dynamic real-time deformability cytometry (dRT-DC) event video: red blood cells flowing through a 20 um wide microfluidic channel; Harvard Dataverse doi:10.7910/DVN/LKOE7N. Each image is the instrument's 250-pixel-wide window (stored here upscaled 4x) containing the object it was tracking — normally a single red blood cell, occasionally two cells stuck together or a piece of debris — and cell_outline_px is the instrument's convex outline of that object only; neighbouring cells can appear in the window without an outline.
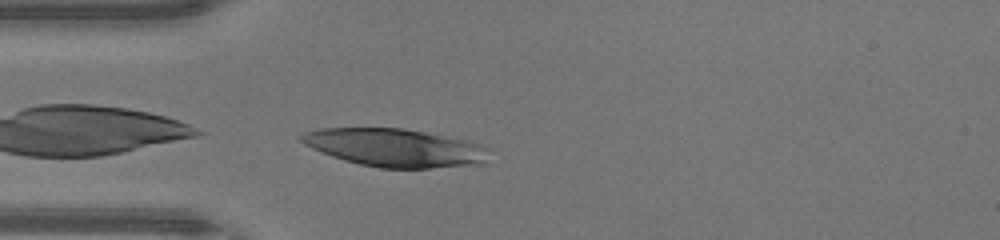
{"species": "human", "species_latin": "Homo sapiens", "temperature_condition": "warm", "stored_images_in_passage": 3, "camera_frame_rate_fps": 3000, "um_per_image_px": 0.085, "donor": {"sex": "male"}, "frame": {"image": 1, "passage_image": 3, "time_ms": 0.667, "image_size_px": [1000, 240], "cell_outline_px": [[488, 164], [432, 168], [380, 168], [360, 164], [344, 160], [332, 156], [312, 148], [304, 144], [300, 140], [300, 136], [304, 132], [320, 128], [404, 128], [464, 140], [480, 144], [484, 148]], "centroid_in_image_um": [33.55, 12.56], "position_along_channel_um": 51.4, "area_um2": 41.38}}